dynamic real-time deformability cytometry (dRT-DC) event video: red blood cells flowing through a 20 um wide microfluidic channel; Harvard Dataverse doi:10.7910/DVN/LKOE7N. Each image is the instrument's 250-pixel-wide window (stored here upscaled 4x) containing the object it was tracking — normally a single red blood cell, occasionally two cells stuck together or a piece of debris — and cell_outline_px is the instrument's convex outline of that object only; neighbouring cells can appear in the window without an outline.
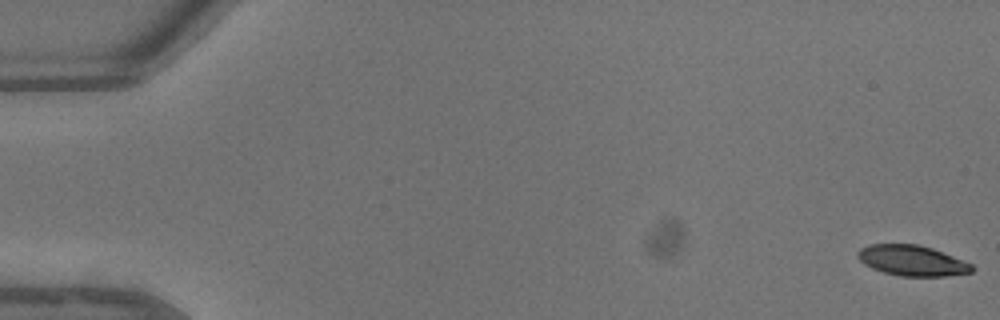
{"species": "common noctule bat (a hibernating species)", "species_latin": "Nyctalus noctula", "temperature_condition": "warm", "stored_images_in_passage": 21, "camera_frame_rate_fps": 3000, "um_per_image_px": 0.085, "animal": {"sex": "male", "body_mass_g": 13.3}, "frame": {"image": 1, "passage_image": 1, "time_ms": 0.0, "image_size_px": [1000, 320], "cell_outline_px": [[976, 268], [972, 272], [944, 276], [900, 276], [884, 272], [872, 268], [864, 264], [856, 256], [856, 252], [860, 248], [868, 244], [916, 244], [932, 248], [972, 264]], "centroid_in_image_um": [77.5, 22.14], "position_along_channel_um": 7.5, "area_um2": 20.29}}
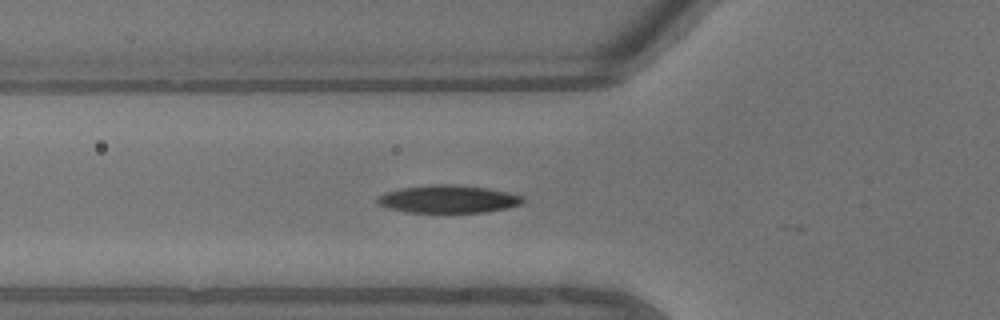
{"frame": {"image": 2, "passage_image": 17, "time_ms": 5.333, "image_size_px": [1000, 320], "cell_outline_px": [[524, 200], [520, 204], [508, 208], [484, 212], [408, 212], [388, 208], [380, 204], [376, 200], [380, 196], [388, 192], [404, 188], [428, 184], [456, 184], [488, 188], [508, 192], [524, 196]], "centroid_in_image_um": [38.16, 16.91], "position_along_channel_um": 87.6, "area_um2": 23.35}}
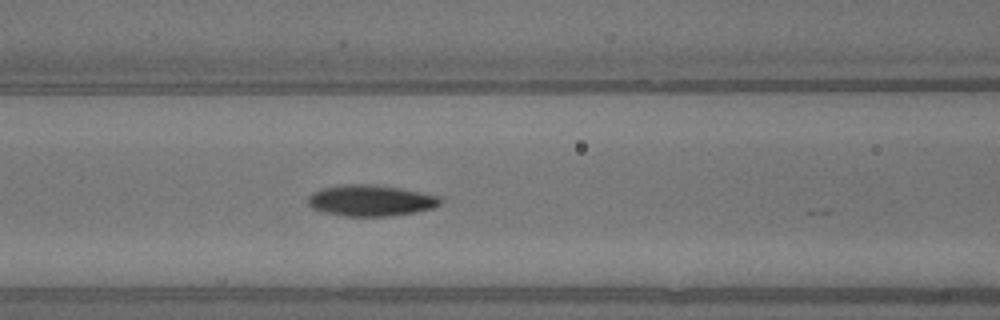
{"frame": {"image": 3, "passage_image": 20, "time_ms": 6.333, "image_size_px": [1000, 320], "cell_outline_px": [[444, 200], [440, 204], [432, 208], [416, 212], [388, 216], [344, 216], [324, 212], [312, 208], [308, 204], [308, 196], [312, 192], [320, 188], [340, 184], [372, 184], [400, 188], [440, 196]], "centroid_in_image_um": [31.49, 17.03], "position_along_channel_um": 135.1, "area_um2": 24.22}}